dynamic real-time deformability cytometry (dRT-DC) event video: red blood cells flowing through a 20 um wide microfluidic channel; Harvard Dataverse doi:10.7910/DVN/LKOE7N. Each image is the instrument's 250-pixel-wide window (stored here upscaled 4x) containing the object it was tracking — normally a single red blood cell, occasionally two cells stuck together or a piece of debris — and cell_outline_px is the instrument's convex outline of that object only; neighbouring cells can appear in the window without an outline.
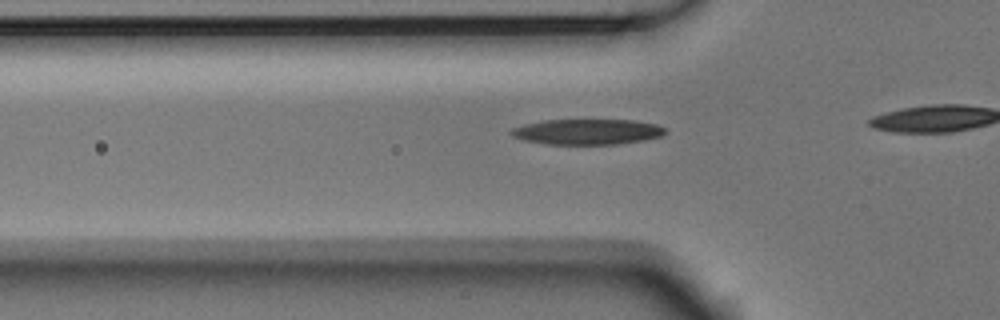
{"species": "Egyptian fruit bat (a non-hibernating species)", "species_latin": "Rousettus aegyptiacus", "temperature_condition": "room temperature", "stored_images_in_passage": 12, "camera_frame_rate_fps": 3000, "um_per_image_px": 0.085, "animal": {"sex": "male"}, "frame": {"image": 1, "passage_image": 7, "time_ms": 2.0, "image_size_px": [1000, 320], "cell_outline_px": [[664, 132], [660, 136], [644, 140], [616, 144], [548, 144], [524, 140], [512, 136], [508, 132], [512, 128], [524, 124], [544, 120], [632, 120], [656, 124], [664, 128]], "centroid_in_image_um": [49.87, 11.2], "position_along_channel_um": 75.9, "area_um2": 22.72}}
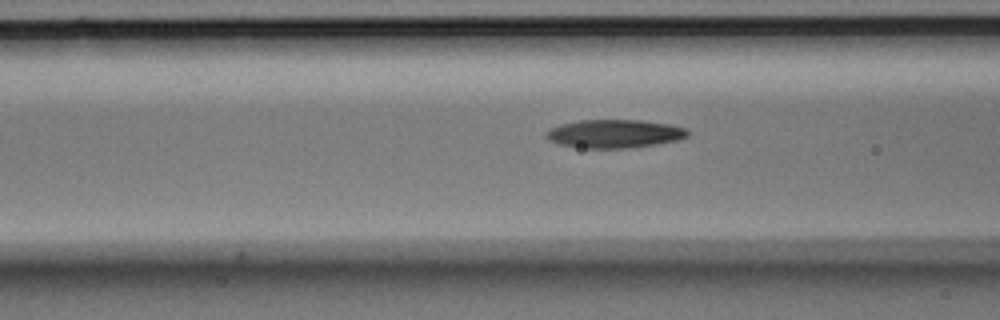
{"frame": {"image": 2, "passage_image": 10, "time_ms": 3.0, "image_size_px": [1000, 320], "cell_outline_px": [[688, 136], [676, 140], [656, 144], [628, 148], [580, 148], [556, 144], [548, 140], [544, 136], [544, 132], [548, 128], [560, 124], [580, 120], [640, 120], [668, 124], [688, 128]], "centroid_in_image_um": [52.15, 11.37], "position_along_channel_um": 114.5, "area_um2": 23.64}}